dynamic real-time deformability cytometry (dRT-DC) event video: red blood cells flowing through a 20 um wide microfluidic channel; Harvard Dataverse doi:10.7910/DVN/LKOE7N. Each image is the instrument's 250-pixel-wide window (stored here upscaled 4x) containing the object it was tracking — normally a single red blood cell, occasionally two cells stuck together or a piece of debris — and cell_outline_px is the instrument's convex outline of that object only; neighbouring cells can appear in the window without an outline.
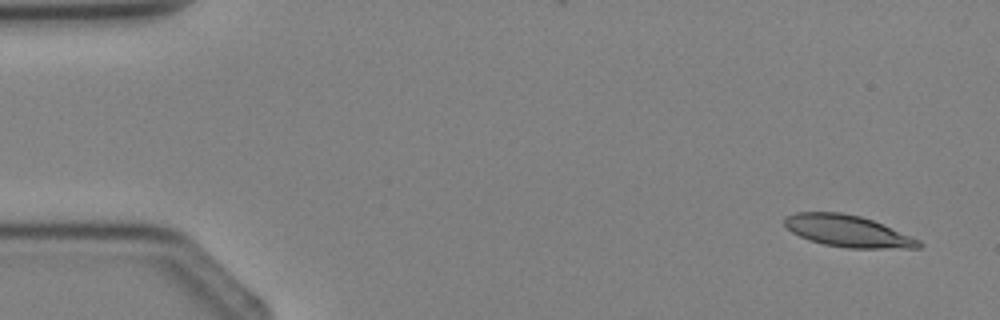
{"species": "Egyptian fruit bat (a non-hibernating species)", "species_latin": "Rousettus aegyptiacus", "temperature_condition": "cold", "stored_images_in_passage": 4, "camera_frame_rate_fps": 3000, "um_per_image_px": 0.085, "animal": {"sex": "female"}, "frame": {"image": 1, "passage_image": 1, "time_ms": 0.0, "image_size_px": [1000, 320], "cell_outline_px": [[924, 244], [920, 248], [848, 248], [824, 244], [808, 240], [792, 232], [784, 224], [784, 216], [796, 212], [840, 212], [860, 216], [872, 220], [920, 240]], "centroid_in_image_um": [72.04, 19.64], "position_along_channel_um": 13.0, "area_um2": 24.68}}